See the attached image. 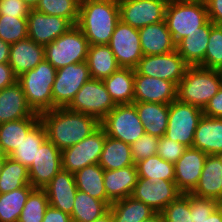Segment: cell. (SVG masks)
<instances>
[{
  "label": "cell",
  "mask_w": 222,
  "mask_h": 222,
  "mask_svg": "<svg viewBox=\"0 0 222 222\" xmlns=\"http://www.w3.org/2000/svg\"><path fill=\"white\" fill-rule=\"evenodd\" d=\"M39 115L46 129L47 139L60 151L79 143L100 127L96 118L67 107L54 108Z\"/></svg>",
  "instance_id": "1"
},
{
  "label": "cell",
  "mask_w": 222,
  "mask_h": 222,
  "mask_svg": "<svg viewBox=\"0 0 222 222\" xmlns=\"http://www.w3.org/2000/svg\"><path fill=\"white\" fill-rule=\"evenodd\" d=\"M119 20L118 0H85L79 5L77 26L90 45H108Z\"/></svg>",
  "instance_id": "2"
},
{
  "label": "cell",
  "mask_w": 222,
  "mask_h": 222,
  "mask_svg": "<svg viewBox=\"0 0 222 222\" xmlns=\"http://www.w3.org/2000/svg\"><path fill=\"white\" fill-rule=\"evenodd\" d=\"M57 69L47 60L21 74L20 83L28 105L38 114L53 109L52 87Z\"/></svg>",
  "instance_id": "3"
},
{
  "label": "cell",
  "mask_w": 222,
  "mask_h": 222,
  "mask_svg": "<svg viewBox=\"0 0 222 222\" xmlns=\"http://www.w3.org/2000/svg\"><path fill=\"white\" fill-rule=\"evenodd\" d=\"M221 86L217 70L189 66L177 85V99L203 110Z\"/></svg>",
  "instance_id": "4"
},
{
  "label": "cell",
  "mask_w": 222,
  "mask_h": 222,
  "mask_svg": "<svg viewBox=\"0 0 222 222\" xmlns=\"http://www.w3.org/2000/svg\"><path fill=\"white\" fill-rule=\"evenodd\" d=\"M208 20L207 7L204 2L168 1L165 22L175 44L187 35L198 31V28Z\"/></svg>",
  "instance_id": "5"
},
{
  "label": "cell",
  "mask_w": 222,
  "mask_h": 222,
  "mask_svg": "<svg viewBox=\"0 0 222 222\" xmlns=\"http://www.w3.org/2000/svg\"><path fill=\"white\" fill-rule=\"evenodd\" d=\"M89 41L77 25L44 46L45 60L56 69L86 61Z\"/></svg>",
  "instance_id": "6"
},
{
  "label": "cell",
  "mask_w": 222,
  "mask_h": 222,
  "mask_svg": "<svg viewBox=\"0 0 222 222\" xmlns=\"http://www.w3.org/2000/svg\"><path fill=\"white\" fill-rule=\"evenodd\" d=\"M203 115L202 109L175 99L169 104L165 137L191 148L195 130Z\"/></svg>",
  "instance_id": "7"
},
{
  "label": "cell",
  "mask_w": 222,
  "mask_h": 222,
  "mask_svg": "<svg viewBox=\"0 0 222 222\" xmlns=\"http://www.w3.org/2000/svg\"><path fill=\"white\" fill-rule=\"evenodd\" d=\"M100 126L107 136L130 145L145 133L133 103L116 105L100 122Z\"/></svg>",
  "instance_id": "8"
},
{
  "label": "cell",
  "mask_w": 222,
  "mask_h": 222,
  "mask_svg": "<svg viewBox=\"0 0 222 222\" xmlns=\"http://www.w3.org/2000/svg\"><path fill=\"white\" fill-rule=\"evenodd\" d=\"M115 106L103 81L91 78L79 89L67 108L88 114L101 122Z\"/></svg>",
  "instance_id": "9"
},
{
  "label": "cell",
  "mask_w": 222,
  "mask_h": 222,
  "mask_svg": "<svg viewBox=\"0 0 222 222\" xmlns=\"http://www.w3.org/2000/svg\"><path fill=\"white\" fill-rule=\"evenodd\" d=\"M105 139L106 132L100 126L79 143L62 150V169L75 174L86 166L98 164Z\"/></svg>",
  "instance_id": "10"
},
{
  "label": "cell",
  "mask_w": 222,
  "mask_h": 222,
  "mask_svg": "<svg viewBox=\"0 0 222 222\" xmlns=\"http://www.w3.org/2000/svg\"><path fill=\"white\" fill-rule=\"evenodd\" d=\"M90 79L86 61L57 69L52 87L53 109L67 107L79 89Z\"/></svg>",
  "instance_id": "11"
},
{
  "label": "cell",
  "mask_w": 222,
  "mask_h": 222,
  "mask_svg": "<svg viewBox=\"0 0 222 222\" xmlns=\"http://www.w3.org/2000/svg\"><path fill=\"white\" fill-rule=\"evenodd\" d=\"M188 67L182 56L174 50L161 55H143L135 71L141 75L161 78L178 85Z\"/></svg>",
  "instance_id": "12"
},
{
  "label": "cell",
  "mask_w": 222,
  "mask_h": 222,
  "mask_svg": "<svg viewBox=\"0 0 222 222\" xmlns=\"http://www.w3.org/2000/svg\"><path fill=\"white\" fill-rule=\"evenodd\" d=\"M108 45L120 67L135 69L143 57L138 29L122 20L116 24Z\"/></svg>",
  "instance_id": "13"
},
{
  "label": "cell",
  "mask_w": 222,
  "mask_h": 222,
  "mask_svg": "<svg viewBox=\"0 0 222 222\" xmlns=\"http://www.w3.org/2000/svg\"><path fill=\"white\" fill-rule=\"evenodd\" d=\"M118 3L120 20L133 28L165 21L166 0H118Z\"/></svg>",
  "instance_id": "14"
},
{
  "label": "cell",
  "mask_w": 222,
  "mask_h": 222,
  "mask_svg": "<svg viewBox=\"0 0 222 222\" xmlns=\"http://www.w3.org/2000/svg\"><path fill=\"white\" fill-rule=\"evenodd\" d=\"M183 194L174 180L151 181L138 177L132 197L143 202L156 213H161L166 206Z\"/></svg>",
  "instance_id": "15"
},
{
  "label": "cell",
  "mask_w": 222,
  "mask_h": 222,
  "mask_svg": "<svg viewBox=\"0 0 222 222\" xmlns=\"http://www.w3.org/2000/svg\"><path fill=\"white\" fill-rule=\"evenodd\" d=\"M61 169V151L46 139L37 149L35 160L28 168L30 184L35 189H44Z\"/></svg>",
  "instance_id": "16"
},
{
  "label": "cell",
  "mask_w": 222,
  "mask_h": 222,
  "mask_svg": "<svg viewBox=\"0 0 222 222\" xmlns=\"http://www.w3.org/2000/svg\"><path fill=\"white\" fill-rule=\"evenodd\" d=\"M74 25L60 16L47 15L31 9L27 16L28 37L37 44L46 46Z\"/></svg>",
  "instance_id": "17"
},
{
  "label": "cell",
  "mask_w": 222,
  "mask_h": 222,
  "mask_svg": "<svg viewBox=\"0 0 222 222\" xmlns=\"http://www.w3.org/2000/svg\"><path fill=\"white\" fill-rule=\"evenodd\" d=\"M177 99V85L161 78L138 74L134 69V102L170 104Z\"/></svg>",
  "instance_id": "18"
},
{
  "label": "cell",
  "mask_w": 222,
  "mask_h": 222,
  "mask_svg": "<svg viewBox=\"0 0 222 222\" xmlns=\"http://www.w3.org/2000/svg\"><path fill=\"white\" fill-rule=\"evenodd\" d=\"M206 157V153L191 147L176 161L174 182L182 193H191L198 185Z\"/></svg>",
  "instance_id": "19"
},
{
  "label": "cell",
  "mask_w": 222,
  "mask_h": 222,
  "mask_svg": "<svg viewBox=\"0 0 222 222\" xmlns=\"http://www.w3.org/2000/svg\"><path fill=\"white\" fill-rule=\"evenodd\" d=\"M44 190L51 207L71 215L77 193L74 174L61 169Z\"/></svg>",
  "instance_id": "20"
},
{
  "label": "cell",
  "mask_w": 222,
  "mask_h": 222,
  "mask_svg": "<svg viewBox=\"0 0 222 222\" xmlns=\"http://www.w3.org/2000/svg\"><path fill=\"white\" fill-rule=\"evenodd\" d=\"M138 181L136 165L121 169L104 170V188L107 194V205L130 197Z\"/></svg>",
  "instance_id": "21"
},
{
  "label": "cell",
  "mask_w": 222,
  "mask_h": 222,
  "mask_svg": "<svg viewBox=\"0 0 222 222\" xmlns=\"http://www.w3.org/2000/svg\"><path fill=\"white\" fill-rule=\"evenodd\" d=\"M34 113L18 81L0 90V124L27 118Z\"/></svg>",
  "instance_id": "22"
},
{
  "label": "cell",
  "mask_w": 222,
  "mask_h": 222,
  "mask_svg": "<svg viewBox=\"0 0 222 222\" xmlns=\"http://www.w3.org/2000/svg\"><path fill=\"white\" fill-rule=\"evenodd\" d=\"M44 59V46L27 37L11 44L8 64L14 74L19 77L26 71L35 68Z\"/></svg>",
  "instance_id": "23"
},
{
  "label": "cell",
  "mask_w": 222,
  "mask_h": 222,
  "mask_svg": "<svg viewBox=\"0 0 222 222\" xmlns=\"http://www.w3.org/2000/svg\"><path fill=\"white\" fill-rule=\"evenodd\" d=\"M143 55H161L176 50V44L165 21L138 29Z\"/></svg>",
  "instance_id": "24"
},
{
  "label": "cell",
  "mask_w": 222,
  "mask_h": 222,
  "mask_svg": "<svg viewBox=\"0 0 222 222\" xmlns=\"http://www.w3.org/2000/svg\"><path fill=\"white\" fill-rule=\"evenodd\" d=\"M191 194L222 204V164L216 155H207L198 185Z\"/></svg>",
  "instance_id": "25"
},
{
  "label": "cell",
  "mask_w": 222,
  "mask_h": 222,
  "mask_svg": "<svg viewBox=\"0 0 222 222\" xmlns=\"http://www.w3.org/2000/svg\"><path fill=\"white\" fill-rule=\"evenodd\" d=\"M192 148L207 155L222 152V118L203 115L195 130Z\"/></svg>",
  "instance_id": "26"
},
{
  "label": "cell",
  "mask_w": 222,
  "mask_h": 222,
  "mask_svg": "<svg viewBox=\"0 0 222 222\" xmlns=\"http://www.w3.org/2000/svg\"><path fill=\"white\" fill-rule=\"evenodd\" d=\"M214 25L208 20L198 31L187 35L176 44L177 52L189 66H199L204 61L210 30Z\"/></svg>",
  "instance_id": "27"
},
{
  "label": "cell",
  "mask_w": 222,
  "mask_h": 222,
  "mask_svg": "<svg viewBox=\"0 0 222 222\" xmlns=\"http://www.w3.org/2000/svg\"><path fill=\"white\" fill-rule=\"evenodd\" d=\"M144 131L147 134L161 138L165 136L169 104L149 103V102H133Z\"/></svg>",
  "instance_id": "28"
},
{
  "label": "cell",
  "mask_w": 222,
  "mask_h": 222,
  "mask_svg": "<svg viewBox=\"0 0 222 222\" xmlns=\"http://www.w3.org/2000/svg\"><path fill=\"white\" fill-rule=\"evenodd\" d=\"M40 121V115L0 124V147L5 156H9L23 141L27 133Z\"/></svg>",
  "instance_id": "29"
},
{
  "label": "cell",
  "mask_w": 222,
  "mask_h": 222,
  "mask_svg": "<svg viewBox=\"0 0 222 222\" xmlns=\"http://www.w3.org/2000/svg\"><path fill=\"white\" fill-rule=\"evenodd\" d=\"M102 81L116 105L134 102V69L120 67Z\"/></svg>",
  "instance_id": "30"
},
{
  "label": "cell",
  "mask_w": 222,
  "mask_h": 222,
  "mask_svg": "<svg viewBox=\"0 0 222 222\" xmlns=\"http://www.w3.org/2000/svg\"><path fill=\"white\" fill-rule=\"evenodd\" d=\"M92 79L103 80L117 71L120 66L109 45H90L86 58Z\"/></svg>",
  "instance_id": "31"
},
{
  "label": "cell",
  "mask_w": 222,
  "mask_h": 222,
  "mask_svg": "<svg viewBox=\"0 0 222 222\" xmlns=\"http://www.w3.org/2000/svg\"><path fill=\"white\" fill-rule=\"evenodd\" d=\"M98 164L104 170H115L136 165L132 159L130 144L107 135Z\"/></svg>",
  "instance_id": "32"
},
{
  "label": "cell",
  "mask_w": 222,
  "mask_h": 222,
  "mask_svg": "<svg viewBox=\"0 0 222 222\" xmlns=\"http://www.w3.org/2000/svg\"><path fill=\"white\" fill-rule=\"evenodd\" d=\"M77 190L102 200L107 204L104 188V169L99 164L84 167L74 174Z\"/></svg>",
  "instance_id": "33"
},
{
  "label": "cell",
  "mask_w": 222,
  "mask_h": 222,
  "mask_svg": "<svg viewBox=\"0 0 222 222\" xmlns=\"http://www.w3.org/2000/svg\"><path fill=\"white\" fill-rule=\"evenodd\" d=\"M109 210L113 215L114 222H142L156 213L132 196L113 202Z\"/></svg>",
  "instance_id": "34"
},
{
  "label": "cell",
  "mask_w": 222,
  "mask_h": 222,
  "mask_svg": "<svg viewBox=\"0 0 222 222\" xmlns=\"http://www.w3.org/2000/svg\"><path fill=\"white\" fill-rule=\"evenodd\" d=\"M47 139L46 129L39 121L26 135L20 145L9 155V157L29 168L37 155V149Z\"/></svg>",
  "instance_id": "35"
},
{
  "label": "cell",
  "mask_w": 222,
  "mask_h": 222,
  "mask_svg": "<svg viewBox=\"0 0 222 222\" xmlns=\"http://www.w3.org/2000/svg\"><path fill=\"white\" fill-rule=\"evenodd\" d=\"M108 210L109 206L104 201L77 190L70 216L73 222H93Z\"/></svg>",
  "instance_id": "36"
},
{
  "label": "cell",
  "mask_w": 222,
  "mask_h": 222,
  "mask_svg": "<svg viewBox=\"0 0 222 222\" xmlns=\"http://www.w3.org/2000/svg\"><path fill=\"white\" fill-rule=\"evenodd\" d=\"M35 188L29 184L0 194V222H18L28 196Z\"/></svg>",
  "instance_id": "37"
},
{
  "label": "cell",
  "mask_w": 222,
  "mask_h": 222,
  "mask_svg": "<svg viewBox=\"0 0 222 222\" xmlns=\"http://www.w3.org/2000/svg\"><path fill=\"white\" fill-rule=\"evenodd\" d=\"M29 184L28 168L7 156L0 173V194L17 190Z\"/></svg>",
  "instance_id": "38"
},
{
  "label": "cell",
  "mask_w": 222,
  "mask_h": 222,
  "mask_svg": "<svg viewBox=\"0 0 222 222\" xmlns=\"http://www.w3.org/2000/svg\"><path fill=\"white\" fill-rule=\"evenodd\" d=\"M138 177L151 181L175 180L174 164L154 155L136 163Z\"/></svg>",
  "instance_id": "39"
},
{
  "label": "cell",
  "mask_w": 222,
  "mask_h": 222,
  "mask_svg": "<svg viewBox=\"0 0 222 222\" xmlns=\"http://www.w3.org/2000/svg\"><path fill=\"white\" fill-rule=\"evenodd\" d=\"M49 207L47 193L44 189H34L23 207L18 222H42Z\"/></svg>",
  "instance_id": "40"
},
{
  "label": "cell",
  "mask_w": 222,
  "mask_h": 222,
  "mask_svg": "<svg viewBox=\"0 0 222 222\" xmlns=\"http://www.w3.org/2000/svg\"><path fill=\"white\" fill-rule=\"evenodd\" d=\"M35 9L47 15L63 17L77 25L79 4L75 0H40Z\"/></svg>",
  "instance_id": "41"
},
{
  "label": "cell",
  "mask_w": 222,
  "mask_h": 222,
  "mask_svg": "<svg viewBox=\"0 0 222 222\" xmlns=\"http://www.w3.org/2000/svg\"><path fill=\"white\" fill-rule=\"evenodd\" d=\"M28 37L27 16L0 15V38L9 44Z\"/></svg>",
  "instance_id": "42"
},
{
  "label": "cell",
  "mask_w": 222,
  "mask_h": 222,
  "mask_svg": "<svg viewBox=\"0 0 222 222\" xmlns=\"http://www.w3.org/2000/svg\"><path fill=\"white\" fill-rule=\"evenodd\" d=\"M208 41L204 61L199 67L218 70L222 66V26L211 28Z\"/></svg>",
  "instance_id": "43"
},
{
  "label": "cell",
  "mask_w": 222,
  "mask_h": 222,
  "mask_svg": "<svg viewBox=\"0 0 222 222\" xmlns=\"http://www.w3.org/2000/svg\"><path fill=\"white\" fill-rule=\"evenodd\" d=\"M164 222H192L189 193L181 194L161 212Z\"/></svg>",
  "instance_id": "44"
},
{
  "label": "cell",
  "mask_w": 222,
  "mask_h": 222,
  "mask_svg": "<svg viewBox=\"0 0 222 222\" xmlns=\"http://www.w3.org/2000/svg\"><path fill=\"white\" fill-rule=\"evenodd\" d=\"M160 138L144 133V135L138 138L131 146V154L134 163L136 164L140 160L157 155V146Z\"/></svg>",
  "instance_id": "45"
},
{
  "label": "cell",
  "mask_w": 222,
  "mask_h": 222,
  "mask_svg": "<svg viewBox=\"0 0 222 222\" xmlns=\"http://www.w3.org/2000/svg\"><path fill=\"white\" fill-rule=\"evenodd\" d=\"M190 213H192V222H202L220 205L214 199L197 197L189 193Z\"/></svg>",
  "instance_id": "46"
},
{
  "label": "cell",
  "mask_w": 222,
  "mask_h": 222,
  "mask_svg": "<svg viewBox=\"0 0 222 222\" xmlns=\"http://www.w3.org/2000/svg\"><path fill=\"white\" fill-rule=\"evenodd\" d=\"M187 146L162 136L157 146V155L162 159L175 164L187 150Z\"/></svg>",
  "instance_id": "47"
},
{
  "label": "cell",
  "mask_w": 222,
  "mask_h": 222,
  "mask_svg": "<svg viewBox=\"0 0 222 222\" xmlns=\"http://www.w3.org/2000/svg\"><path fill=\"white\" fill-rule=\"evenodd\" d=\"M30 10L23 0H0V15L28 16Z\"/></svg>",
  "instance_id": "48"
},
{
  "label": "cell",
  "mask_w": 222,
  "mask_h": 222,
  "mask_svg": "<svg viewBox=\"0 0 222 222\" xmlns=\"http://www.w3.org/2000/svg\"><path fill=\"white\" fill-rule=\"evenodd\" d=\"M202 111L204 116L222 118V86Z\"/></svg>",
  "instance_id": "49"
},
{
  "label": "cell",
  "mask_w": 222,
  "mask_h": 222,
  "mask_svg": "<svg viewBox=\"0 0 222 222\" xmlns=\"http://www.w3.org/2000/svg\"><path fill=\"white\" fill-rule=\"evenodd\" d=\"M208 18L215 25L222 26V0L205 1Z\"/></svg>",
  "instance_id": "50"
},
{
  "label": "cell",
  "mask_w": 222,
  "mask_h": 222,
  "mask_svg": "<svg viewBox=\"0 0 222 222\" xmlns=\"http://www.w3.org/2000/svg\"><path fill=\"white\" fill-rule=\"evenodd\" d=\"M17 78L8 63H0V90L14 84Z\"/></svg>",
  "instance_id": "51"
},
{
  "label": "cell",
  "mask_w": 222,
  "mask_h": 222,
  "mask_svg": "<svg viewBox=\"0 0 222 222\" xmlns=\"http://www.w3.org/2000/svg\"><path fill=\"white\" fill-rule=\"evenodd\" d=\"M42 222H73L71 216L49 205Z\"/></svg>",
  "instance_id": "52"
},
{
  "label": "cell",
  "mask_w": 222,
  "mask_h": 222,
  "mask_svg": "<svg viewBox=\"0 0 222 222\" xmlns=\"http://www.w3.org/2000/svg\"><path fill=\"white\" fill-rule=\"evenodd\" d=\"M10 47H11V44L4 42L0 38V63L9 62Z\"/></svg>",
  "instance_id": "53"
},
{
  "label": "cell",
  "mask_w": 222,
  "mask_h": 222,
  "mask_svg": "<svg viewBox=\"0 0 222 222\" xmlns=\"http://www.w3.org/2000/svg\"><path fill=\"white\" fill-rule=\"evenodd\" d=\"M202 222H222V204H220L208 218Z\"/></svg>",
  "instance_id": "54"
},
{
  "label": "cell",
  "mask_w": 222,
  "mask_h": 222,
  "mask_svg": "<svg viewBox=\"0 0 222 222\" xmlns=\"http://www.w3.org/2000/svg\"><path fill=\"white\" fill-rule=\"evenodd\" d=\"M93 222H114L113 215L110 210H108L101 217L97 218Z\"/></svg>",
  "instance_id": "55"
},
{
  "label": "cell",
  "mask_w": 222,
  "mask_h": 222,
  "mask_svg": "<svg viewBox=\"0 0 222 222\" xmlns=\"http://www.w3.org/2000/svg\"><path fill=\"white\" fill-rule=\"evenodd\" d=\"M142 222H164V217L162 213H155L149 219H146Z\"/></svg>",
  "instance_id": "56"
},
{
  "label": "cell",
  "mask_w": 222,
  "mask_h": 222,
  "mask_svg": "<svg viewBox=\"0 0 222 222\" xmlns=\"http://www.w3.org/2000/svg\"><path fill=\"white\" fill-rule=\"evenodd\" d=\"M23 1L30 7V9H35L40 0H23Z\"/></svg>",
  "instance_id": "57"
},
{
  "label": "cell",
  "mask_w": 222,
  "mask_h": 222,
  "mask_svg": "<svg viewBox=\"0 0 222 222\" xmlns=\"http://www.w3.org/2000/svg\"><path fill=\"white\" fill-rule=\"evenodd\" d=\"M4 160H5V158H0V173H1L2 167L4 165Z\"/></svg>",
  "instance_id": "58"
},
{
  "label": "cell",
  "mask_w": 222,
  "mask_h": 222,
  "mask_svg": "<svg viewBox=\"0 0 222 222\" xmlns=\"http://www.w3.org/2000/svg\"><path fill=\"white\" fill-rule=\"evenodd\" d=\"M220 76L221 85H222V66L217 70Z\"/></svg>",
  "instance_id": "59"
},
{
  "label": "cell",
  "mask_w": 222,
  "mask_h": 222,
  "mask_svg": "<svg viewBox=\"0 0 222 222\" xmlns=\"http://www.w3.org/2000/svg\"><path fill=\"white\" fill-rule=\"evenodd\" d=\"M169 1H200L205 3L206 0H169Z\"/></svg>",
  "instance_id": "60"
},
{
  "label": "cell",
  "mask_w": 222,
  "mask_h": 222,
  "mask_svg": "<svg viewBox=\"0 0 222 222\" xmlns=\"http://www.w3.org/2000/svg\"><path fill=\"white\" fill-rule=\"evenodd\" d=\"M7 156L4 155V153L2 152V149L0 147V158H6Z\"/></svg>",
  "instance_id": "61"
},
{
  "label": "cell",
  "mask_w": 222,
  "mask_h": 222,
  "mask_svg": "<svg viewBox=\"0 0 222 222\" xmlns=\"http://www.w3.org/2000/svg\"><path fill=\"white\" fill-rule=\"evenodd\" d=\"M216 156L219 158V160L221 161V164H222V152L218 153Z\"/></svg>",
  "instance_id": "62"
},
{
  "label": "cell",
  "mask_w": 222,
  "mask_h": 222,
  "mask_svg": "<svg viewBox=\"0 0 222 222\" xmlns=\"http://www.w3.org/2000/svg\"><path fill=\"white\" fill-rule=\"evenodd\" d=\"M79 5L83 3L85 0H75Z\"/></svg>",
  "instance_id": "63"
}]
</instances>
